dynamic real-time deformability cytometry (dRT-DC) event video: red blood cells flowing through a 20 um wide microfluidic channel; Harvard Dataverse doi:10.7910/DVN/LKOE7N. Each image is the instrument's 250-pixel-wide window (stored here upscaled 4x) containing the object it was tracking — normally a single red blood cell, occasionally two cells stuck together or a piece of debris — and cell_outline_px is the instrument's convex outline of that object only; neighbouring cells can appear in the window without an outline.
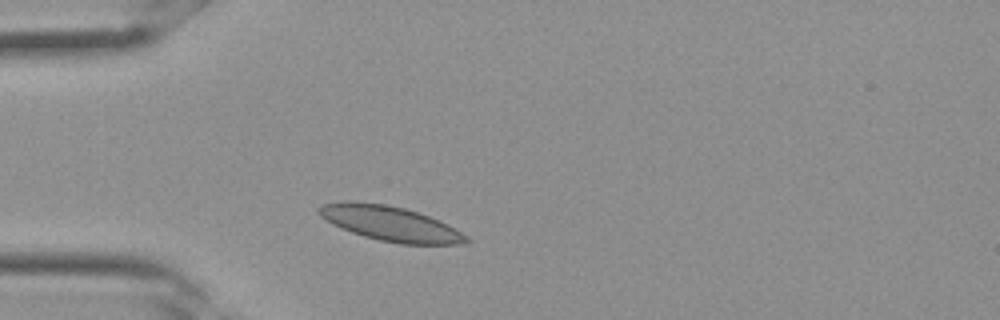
{"species": "Egyptian fruit bat (a non-hibernating species)", "species_latin": "Rousettus aegyptiacus", "temperature_condition": "room temperature", "stored_images_in_passage": 24, "camera_frame_rate_fps": 3000, "um_per_image_px": 0.085, "frame": {"image": 1, "passage_image": 3, "time_ms": 0.667, "image_size_px": [1000, 320], "cell_outline_px": [[472, 240], [460, 244], [400, 244], [380, 240], [364, 236], [340, 228], [332, 224], [320, 216], [316, 212], [316, 208], [324, 204], [344, 200], [352, 200], [388, 204], [404, 208], [428, 216], [448, 224], [468, 236]], "centroid_in_image_um": [33.13, 18.98], "position_along_channel_um": 51.9, "area_um2": 30.11}}
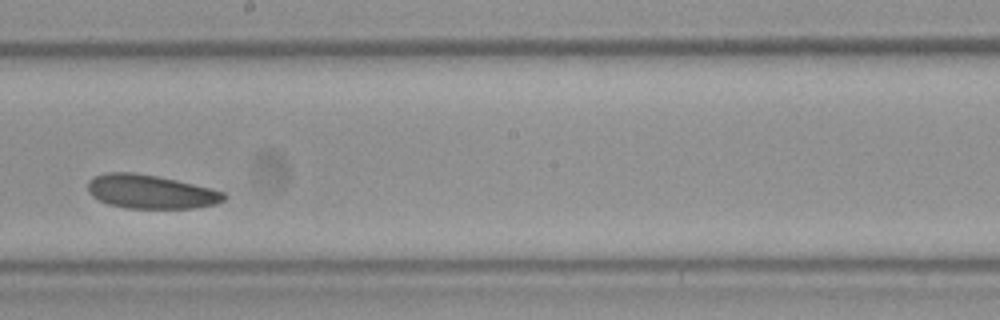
{"frame": {"image": 2, "passage_image": 13, "time_ms": 4.0, "image_size_px": [1000, 320], "cell_outline_px": [[228, 196], [224, 200], [216, 204], [192, 208], [124, 208], [108, 204], [92, 196], [88, 192], [88, 180], [92, 176], [104, 172], [132, 172], [156, 176], [176, 180], [224, 192]], "centroid_in_image_um": [12.76, 16.29], "position_along_channel_um": 235.4, "area_um2": 26.82}}
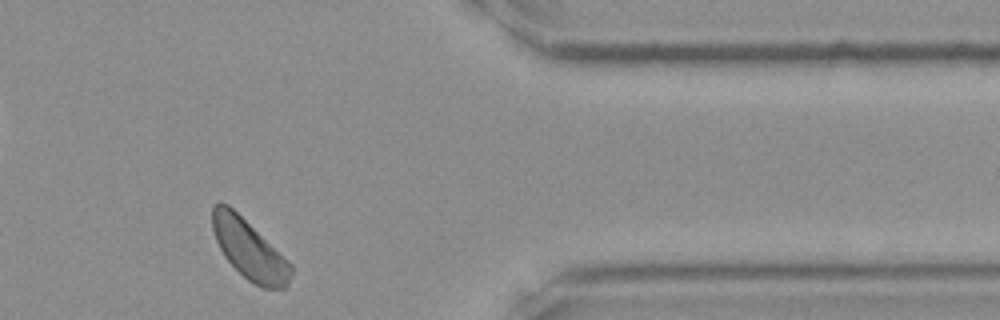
{"frame": {"image": 3, "passage_image": 22, "time_ms": 7.0, "image_size_px": [1000, 320], "cell_outline_px": [[292, 276], [288, 284], [284, 288], [264, 288], [248, 280], [224, 256], [216, 240], [212, 228], [212, 208], [220, 200], [228, 204], [288, 260], [292, 264]], "centroid_in_image_um": [21.18, 21.2], "position_along_channel_um": 390.2, "area_um2": 26.76}}